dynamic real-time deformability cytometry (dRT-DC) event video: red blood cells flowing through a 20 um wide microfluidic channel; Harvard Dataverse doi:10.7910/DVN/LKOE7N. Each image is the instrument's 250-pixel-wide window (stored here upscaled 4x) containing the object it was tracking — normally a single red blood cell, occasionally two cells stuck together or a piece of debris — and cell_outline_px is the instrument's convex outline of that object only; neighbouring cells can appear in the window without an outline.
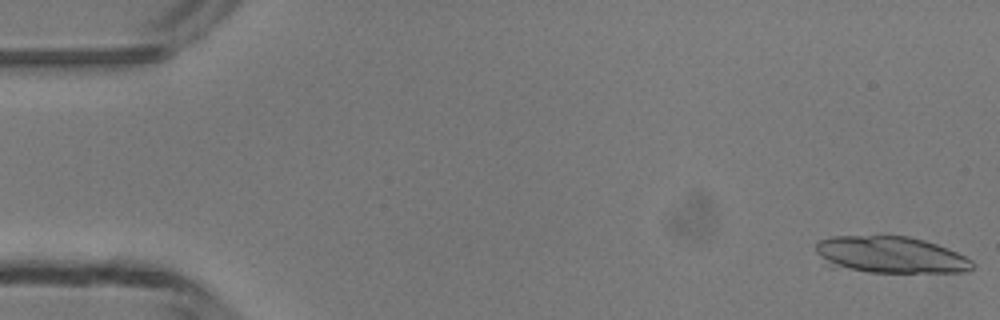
{"species": "common noctule bat (a hibernating species)", "species_latin": "Nyctalus noctula", "temperature_condition": "room temperature", "stored_images_in_passage": 17, "camera_frame_rate_fps": 3000, "um_per_image_px": 0.085, "animal": {"sex": "male", "body_mass_g": 13.3}, "frame": {"image": 1, "passage_image": 1, "time_ms": 0.0, "image_size_px": [1000, 320], "cell_outline_px": [[972, 268], [968, 272], [868, 272], [828, 268], [824, 264], [816, 252], [816, 244], [820, 240], [832, 236], [908, 236], [924, 240], [948, 248], [972, 260]], "centroid_in_image_um": [75.61, 21.67], "position_along_channel_um": 9.4, "area_um2": 33.87}}